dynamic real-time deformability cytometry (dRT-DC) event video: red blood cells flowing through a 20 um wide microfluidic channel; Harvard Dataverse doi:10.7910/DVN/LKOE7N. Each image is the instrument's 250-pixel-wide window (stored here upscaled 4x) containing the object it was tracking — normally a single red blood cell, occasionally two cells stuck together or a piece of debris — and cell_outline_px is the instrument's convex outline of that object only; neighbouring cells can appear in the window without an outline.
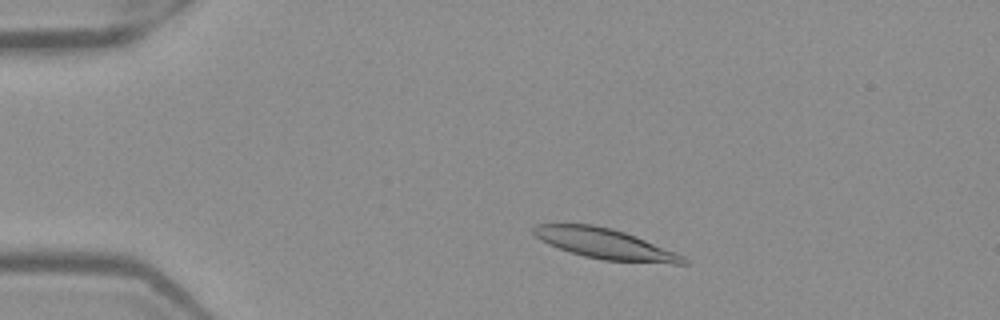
{"species": "Egyptian fruit bat (a non-hibernating species)", "species_latin": "Rousettus aegyptiacus", "temperature_condition": "warm", "stored_images_in_passage": 48, "camera_frame_rate_fps": 3000, "um_per_image_px": 0.085, "frame": {"image": 1, "passage_image": 7, "time_ms": 2.0, "image_size_px": [1000, 320], "cell_outline_px": [[688, 264], [672, 264], [604, 260], [584, 256], [548, 244], [540, 240], [532, 232], [532, 228], [536, 224], [592, 224], [612, 228], [636, 236], [684, 256], [688, 260]], "centroid_in_image_um": [51.44, 20.72], "position_along_channel_um": 33.6, "area_um2": 26.36}}
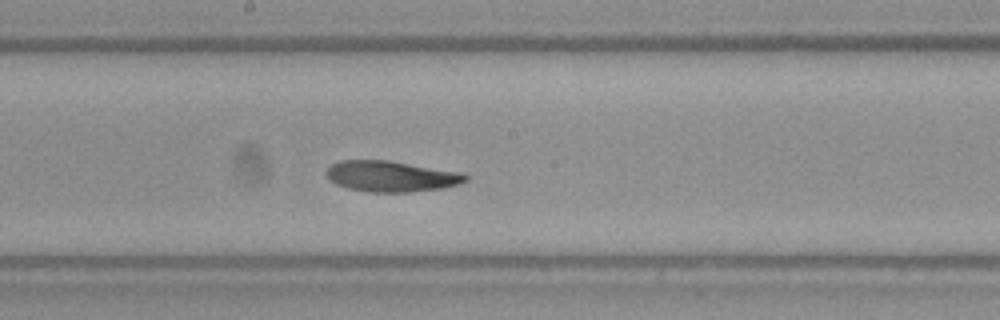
{"frame": {"image": 2, "passage_image": 25, "time_ms": 8.0, "image_size_px": [1000, 320], "cell_outline_px": [[468, 180], [460, 184], [444, 188], [412, 192], [368, 192], [348, 188], [336, 184], [328, 176], [328, 168], [332, 164], [340, 160], [388, 160], [464, 172], [468, 176]], "centroid_in_image_um": [33.33, 14.98], "position_along_channel_um": 214.9, "area_um2": 25.14}}
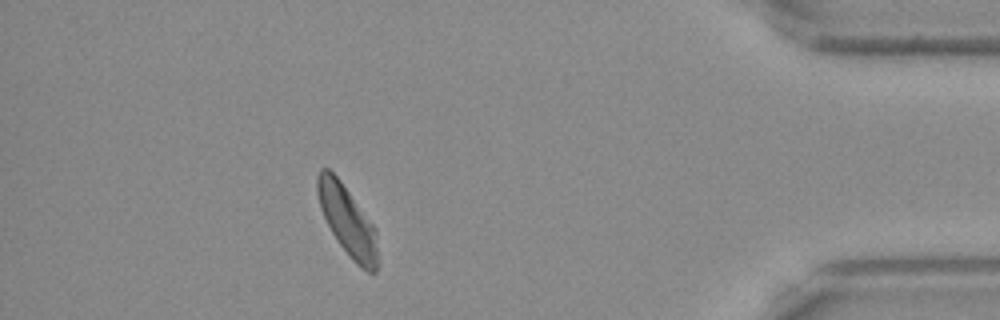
{"frame": {"image": 3, "passage_image": 43, "time_ms": 14.0, "image_size_px": [1000, 320], "cell_outline_px": [[380, 260], [376, 272], [368, 272], [360, 268], [352, 260], [340, 244], [332, 232], [320, 208], [316, 192], [316, 176], [320, 168], [328, 168], [340, 180], [376, 228]], "centroid_in_image_um": [29.56, 18.8], "position_along_channel_um": 405.6, "area_um2": 24.85}, "authors_computed_cell_mechanics": {"area_um2": 25.2297, "velocity_mm_per_s": 3.9278, "shape_relaxation_time_tau1_ms": 6.6624, "shape_relaxation_time_tau2_ms": 6.7035, "deformation_change_tau1": 0.175, "deformation_change_tau2": 0.1121}}